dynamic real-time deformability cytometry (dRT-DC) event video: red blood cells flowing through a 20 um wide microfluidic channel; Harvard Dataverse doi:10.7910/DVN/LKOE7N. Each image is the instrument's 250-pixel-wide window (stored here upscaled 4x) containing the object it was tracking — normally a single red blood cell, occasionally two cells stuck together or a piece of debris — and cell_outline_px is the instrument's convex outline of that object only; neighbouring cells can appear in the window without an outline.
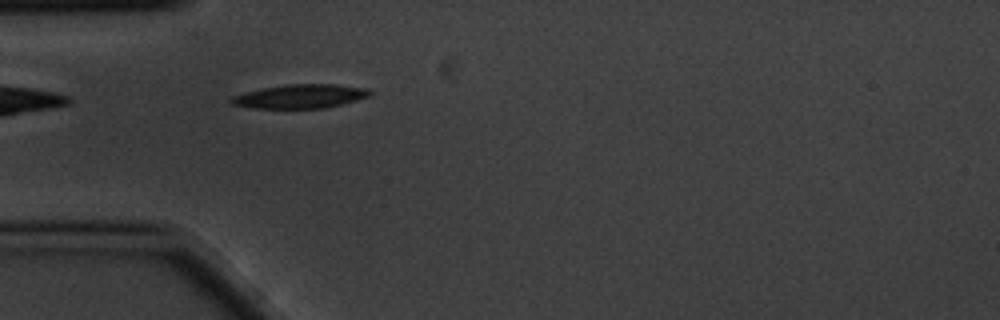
{"species": "common noctule bat (a hibernating species)", "species_latin": "Nyctalus noctula", "temperature_condition": "cold", "stored_images_in_passage": 6, "camera_frame_rate_fps": 3000, "um_per_image_px": 0.085, "animal": {"sex": "male", "body_mass_g": 20.1, "forearm_length_mm": 53.5}, "frame": {"image": 1, "passage_image": 4, "time_ms": 1.0, "image_size_px": [1000, 320], "cell_outline_px": [[372, 92], [368, 96], [356, 100], [324, 108], [252, 108], [232, 104], [228, 100], [232, 96], [244, 92], [260, 88], [288, 84], [336, 84], [368, 88]], "centroid_in_image_um": [25.48, 8.18], "position_along_channel_um": 59.5, "area_um2": 19.31}}